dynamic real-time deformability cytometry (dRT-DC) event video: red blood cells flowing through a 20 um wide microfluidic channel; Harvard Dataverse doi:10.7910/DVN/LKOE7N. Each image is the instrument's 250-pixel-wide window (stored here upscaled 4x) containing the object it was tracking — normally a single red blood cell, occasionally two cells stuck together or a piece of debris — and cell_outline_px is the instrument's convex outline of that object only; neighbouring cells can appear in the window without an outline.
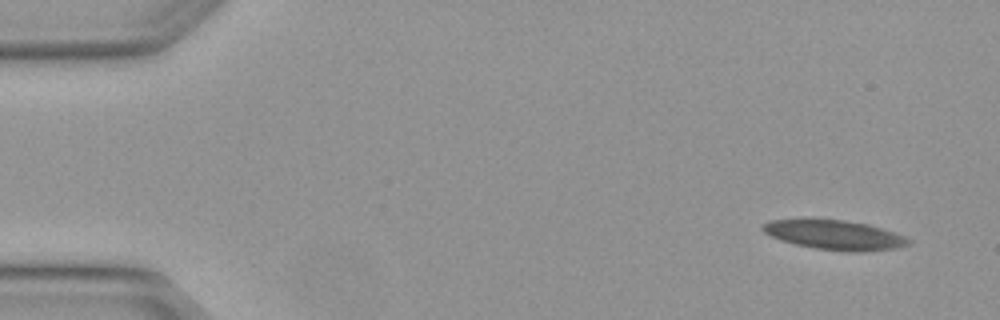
{"species": "Egyptian fruit bat (a non-hibernating species)", "species_latin": "Rousettus aegyptiacus", "temperature_condition": "warm", "stored_images_in_passage": 3, "camera_frame_rate_fps": 3000, "um_per_image_px": 0.085, "animal": {"sex": "female"}, "frame": {"image": 1, "passage_image": 1, "time_ms": 0.0, "image_size_px": [1000, 320], "cell_outline_px": [[912, 244], [896, 248], [860, 252], [844, 252], [816, 248], [796, 244], [780, 240], [764, 232], [760, 228], [768, 220], [844, 220], [868, 224], [896, 232], [912, 240]], "centroid_in_image_um": [71.01, 19.98], "position_along_channel_um": 14.0, "area_um2": 24.97}}
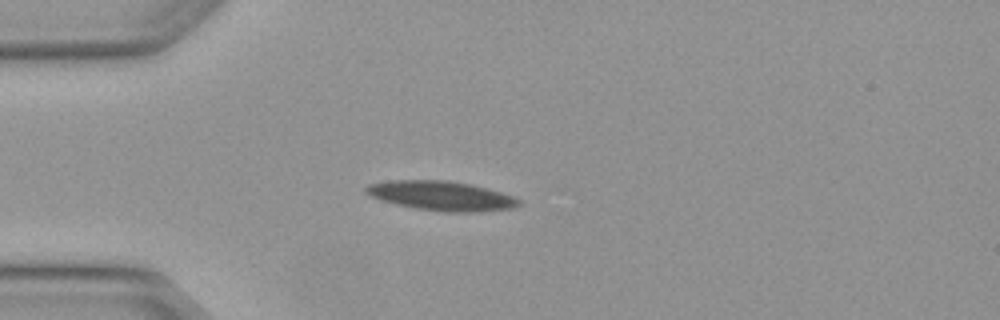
{"frame": {"image": 2, "passage_image": 3, "time_ms": 0.667, "image_size_px": [1000, 320], "cell_outline_px": [[524, 204], [516, 208], [472, 212], [444, 212], [416, 208], [396, 204], [380, 200], [364, 192], [364, 188], [368, 184], [388, 180], [448, 180], [472, 184], [500, 192], [512, 196], [520, 200]], "centroid_in_image_um": [37.52, 16.64], "position_along_channel_um": 47.5, "area_um2": 26.41}}